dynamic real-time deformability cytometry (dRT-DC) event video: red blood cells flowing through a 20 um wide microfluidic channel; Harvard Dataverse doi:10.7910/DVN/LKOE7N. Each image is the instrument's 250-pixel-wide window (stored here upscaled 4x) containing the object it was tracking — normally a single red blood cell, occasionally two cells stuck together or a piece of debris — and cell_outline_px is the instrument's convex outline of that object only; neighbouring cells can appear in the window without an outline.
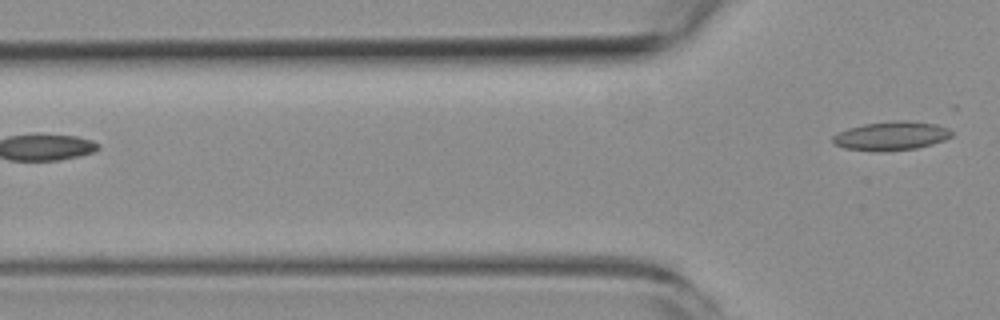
{"species": "common noctule bat (a hibernating species)", "species_latin": "Nyctalus noctula", "temperature_condition": "room temperature", "stored_images_in_passage": 7, "camera_frame_rate_fps": 3000, "um_per_image_px": 0.085, "animal": {"sex": "female", "body_mass_g": 19.3, "forearm_length_mm": 54.1}, "frame": {"image": 1, "passage_image": 7, "time_ms": 7.333, "image_size_px": [1000, 320], "cell_outline_px": [[952, 136], [944, 140], [932, 144], [916, 148], [876, 152], [844, 148], [836, 144], [832, 140], [832, 136], [848, 128], [864, 124], [896, 120], [904, 120], [936, 124], [948, 128], [952, 132]], "centroid_in_image_um": [75.76, 11.55], "position_along_channel_um": 50.0, "area_um2": 19.88}}